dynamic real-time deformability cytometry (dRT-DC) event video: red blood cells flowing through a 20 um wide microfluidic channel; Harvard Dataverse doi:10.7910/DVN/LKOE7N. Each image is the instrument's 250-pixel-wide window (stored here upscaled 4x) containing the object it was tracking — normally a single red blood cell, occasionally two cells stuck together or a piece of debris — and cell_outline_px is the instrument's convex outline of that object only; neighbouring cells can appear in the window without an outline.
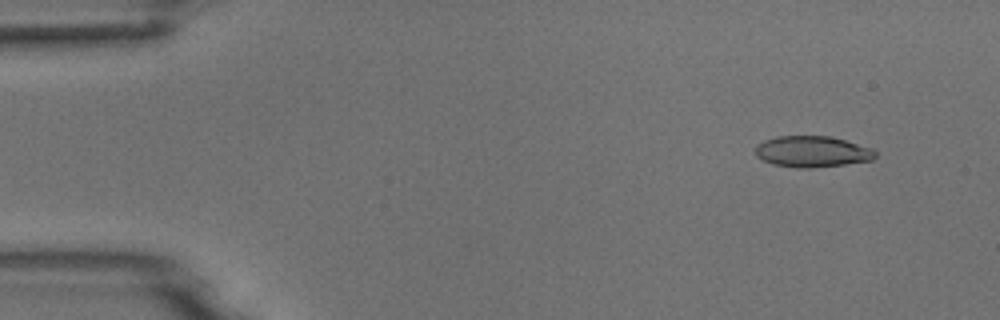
{"species": "common noctule bat (a hibernating species)", "species_latin": "Nyctalus noctula", "temperature_condition": "room temperature", "stored_images_in_passage": 5, "camera_frame_rate_fps": 3000, "um_per_image_px": 0.085, "animal": {"sex": "male", "body_mass_g": 18.8}, "frame": {"image": 1, "passage_image": 1, "time_ms": 0.0, "image_size_px": [1000, 320], "cell_outline_px": [[876, 156], [872, 160], [844, 164], [808, 168], [796, 168], [772, 164], [756, 156], [756, 144], [764, 140], [776, 136], [832, 136], [872, 148], [876, 152]], "centroid_in_image_um": [69.03, 12.88], "position_along_channel_um": 16.0, "area_um2": 21.79}}